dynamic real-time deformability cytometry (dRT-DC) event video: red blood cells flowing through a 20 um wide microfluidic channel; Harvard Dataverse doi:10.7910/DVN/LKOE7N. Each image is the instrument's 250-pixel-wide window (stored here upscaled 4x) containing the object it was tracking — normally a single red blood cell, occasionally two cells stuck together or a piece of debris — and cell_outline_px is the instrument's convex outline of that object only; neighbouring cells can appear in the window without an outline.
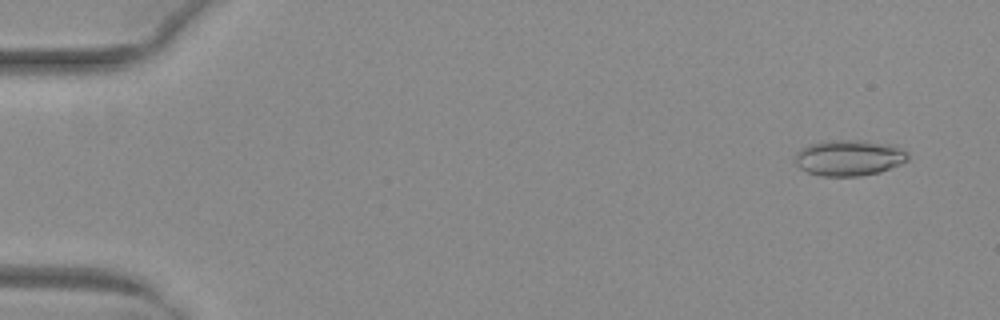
{"species": "common noctule bat (a hibernating species)", "species_latin": "Nyctalus noctula", "temperature_condition": "warm", "stored_images_in_passage": 50, "camera_frame_rate_fps": 3000, "um_per_image_px": 0.085, "animal": {"sex": "female", "body_mass_g": 29.2, "forearm_length_mm": 56.3}, "frame": {"image": 1, "passage_image": 4, "time_ms": 1.0, "image_size_px": [1000, 320], "cell_outline_px": [[908, 160], [900, 164], [880, 172], [860, 176], [820, 176], [808, 172], [800, 168], [796, 164], [796, 152], [800, 148], [808, 144], [828, 140], [864, 140], [892, 144], [908, 152]], "centroid_in_image_um": [72.17, 13.4], "position_along_channel_um": 12.8, "area_um2": 23.81}}
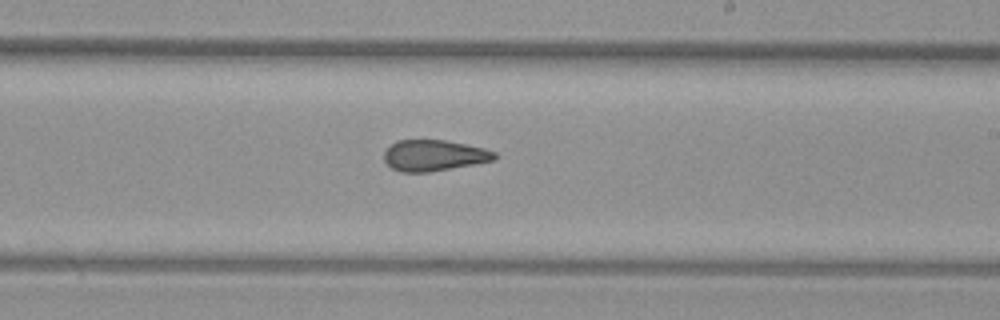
{"frame": {"image": 2, "passage_image": 32, "time_ms": 10.333, "image_size_px": [1000, 320], "cell_outline_px": [[496, 156], [492, 160], [472, 164], [428, 172], [400, 172], [392, 168], [384, 160], [384, 152], [396, 140], [444, 140], [484, 148], [496, 152]], "centroid_in_image_um": [36.85, 13.21], "position_along_channel_um": 252.2, "area_um2": 19.65}}
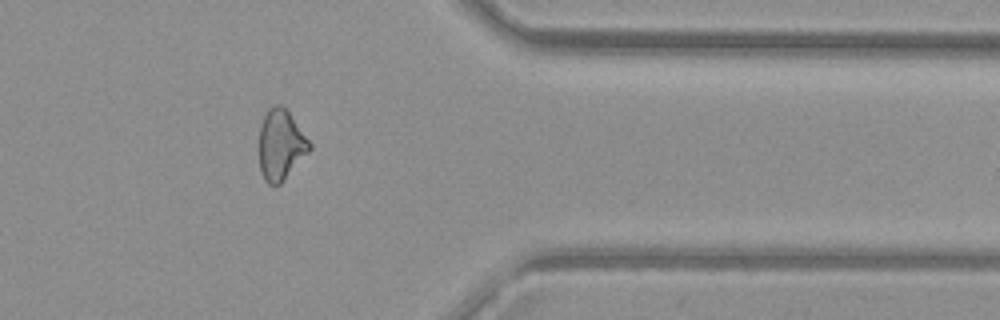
{"frame": {"image": 3, "passage_image": 43, "time_ms": 14.0, "image_size_px": [1000, 320], "cell_outline_px": [[312, 148], [284, 180], [280, 184], [268, 184], [264, 180], [260, 172], [260, 124], [268, 108], [272, 104], [280, 104], [288, 108], [312, 144]], "centroid_in_image_um": [23.88, 12.26], "position_along_channel_um": 387.5, "area_um2": 20.98}}